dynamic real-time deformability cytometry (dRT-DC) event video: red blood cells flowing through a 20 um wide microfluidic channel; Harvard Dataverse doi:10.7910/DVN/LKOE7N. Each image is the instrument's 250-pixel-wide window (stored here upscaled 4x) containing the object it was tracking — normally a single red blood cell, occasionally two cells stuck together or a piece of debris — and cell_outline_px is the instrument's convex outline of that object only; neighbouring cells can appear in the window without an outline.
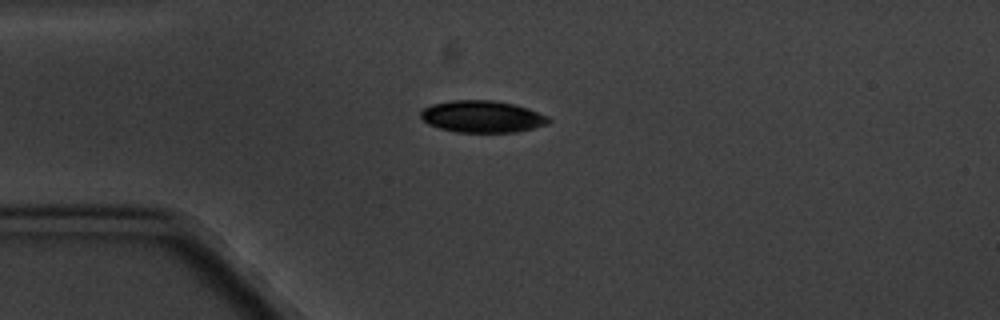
{"species": "common noctule bat (a hibernating species)", "species_latin": "Nyctalus noctula", "temperature_condition": "cold", "stored_images_in_passage": 7, "camera_frame_rate_fps": 3000, "um_per_image_px": 0.085, "animal": {"sex": "male", "body_mass_g": 20.1, "forearm_length_mm": 53.5}, "frame": {"image": 1, "passage_image": 1, "time_ms": 0.0, "image_size_px": [1000, 320], "cell_outline_px": [[552, 120], [548, 124], [516, 132], [456, 132], [440, 128], [428, 124], [420, 116], [420, 112], [424, 108], [432, 104], [452, 100], [492, 100], [512, 104], [528, 108], [548, 116]], "centroid_in_image_um": [40.99, 9.91], "position_along_channel_um": 44.0, "area_um2": 23.7}}